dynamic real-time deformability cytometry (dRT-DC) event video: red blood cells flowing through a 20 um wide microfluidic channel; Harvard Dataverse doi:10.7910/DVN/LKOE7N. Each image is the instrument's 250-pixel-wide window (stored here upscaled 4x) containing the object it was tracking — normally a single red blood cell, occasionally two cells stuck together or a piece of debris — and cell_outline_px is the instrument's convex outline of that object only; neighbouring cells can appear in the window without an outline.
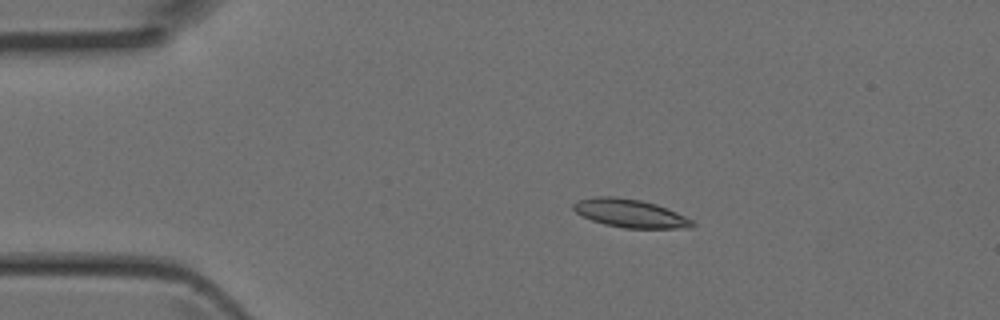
{"species": "Egyptian fruit bat (a non-hibernating species)", "species_latin": "Rousettus aegyptiacus", "temperature_condition": "room temperature", "stored_images_in_passage": 3, "camera_frame_rate_fps": 3000, "um_per_image_px": 0.085, "animal": {"sex": "female"}, "frame": {"image": 1, "passage_image": 2, "time_ms": 0.333, "image_size_px": [1000, 320], "cell_outline_px": [[696, 224], [692, 228], [624, 228], [604, 224], [592, 220], [576, 212], [572, 208], [572, 204], [576, 200], [596, 196], [616, 196], [640, 200], [656, 204], [676, 212], [692, 220]], "centroid_in_image_um": [53.54, 18.13], "position_along_channel_um": 31.5, "area_um2": 19.59}}